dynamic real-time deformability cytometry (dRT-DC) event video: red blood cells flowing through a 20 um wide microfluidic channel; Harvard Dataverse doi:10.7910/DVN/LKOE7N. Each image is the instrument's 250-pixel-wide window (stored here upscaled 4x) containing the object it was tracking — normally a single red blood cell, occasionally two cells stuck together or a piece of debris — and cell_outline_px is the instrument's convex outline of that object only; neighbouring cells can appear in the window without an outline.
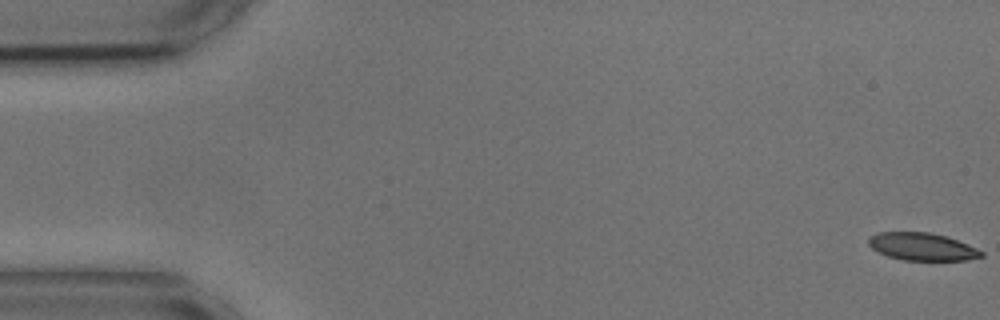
{"species": "common noctule bat (a hibernating species)", "species_latin": "Nyctalus noctula", "temperature_condition": "cold", "stored_images_in_passage": 15, "camera_frame_rate_fps": 3000, "um_per_image_px": 0.085, "animal": {"sex": "male", "body_mass_g": 17.9, "forearm_length_mm": 54.2}, "frame": {"image": 1, "passage_image": 1, "time_ms": 0.0, "image_size_px": [1000, 320], "cell_outline_px": [[984, 256], [968, 260], [904, 260], [888, 256], [872, 248], [868, 244], [868, 236], [880, 232], [928, 232], [944, 236], [968, 244], [984, 252]], "centroid_in_image_um": [78.38, 20.97], "position_along_channel_um": 6.6, "area_um2": 18.03}}
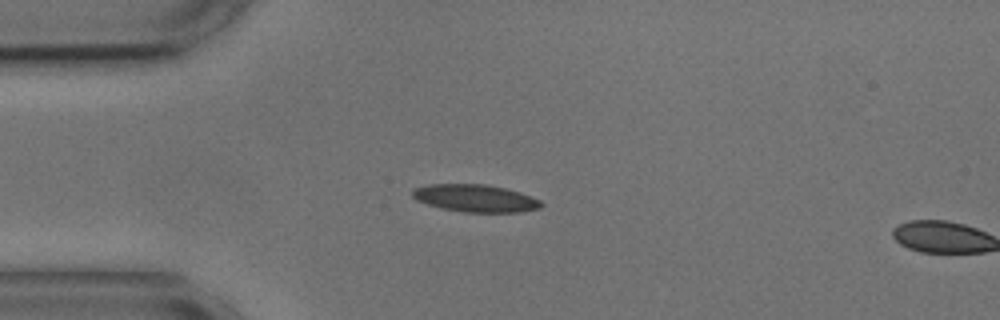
{"frame": {"image": 2, "passage_image": 14, "time_ms": 4.333, "image_size_px": [1000, 320], "cell_outline_px": [[544, 204], [540, 208], [520, 212], [464, 212], [444, 208], [428, 204], [416, 200], [412, 196], [412, 188], [428, 184], [484, 184], [504, 188], [520, 192], [540, 200]], "centroid_in_image_um": [40.4, 16.84], "position_along_channel_um": 44.6, "area_um2": 20.52}}